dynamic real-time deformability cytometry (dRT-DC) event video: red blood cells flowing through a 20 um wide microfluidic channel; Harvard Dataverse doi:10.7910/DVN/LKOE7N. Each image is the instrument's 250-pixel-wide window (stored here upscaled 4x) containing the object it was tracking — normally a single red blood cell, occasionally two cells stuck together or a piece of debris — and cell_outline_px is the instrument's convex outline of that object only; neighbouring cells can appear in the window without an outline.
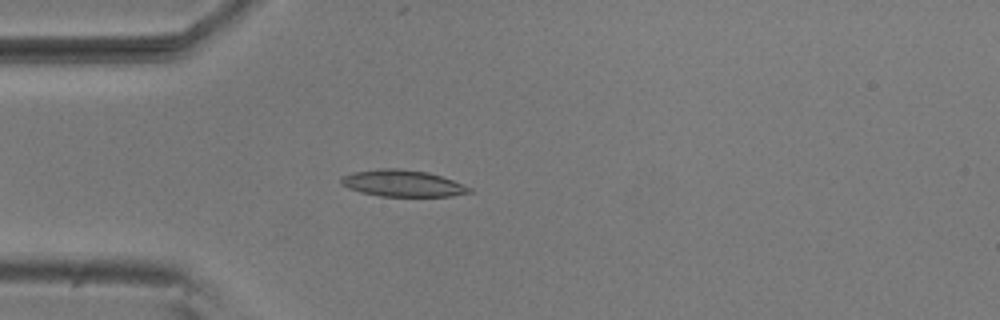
{"species": "common noctule bat (a hibernating species)", "species_latin": "Nyctalus noctula", "temperature_condition": "room temperature", "stored_images_in_passage": 40, "camera_frame_rate_fps": 3000, "um_per_image_px": 0.085, "animal": {"sex": "male", "body_mass_g": 20.5, "forearm_length_mm": 52.5}, "frame": {"image": 1, "passage_image": 1, "time_ms": 0.0, "image_size_px": [1000, 320], "cell_outline_px": [[472, 192], [452, 196], [380, 196], [360, 192], [348, 188], [340, 184], [340, 180], [344, 176], [352, 172], [380, 168], [400, 168], [428, 172], [464, 184], [472, 188]], "centroid_in_image_um": [34.22, 15.58], "position_along_channel_um": 50.8, "area_um2": 19.94}}
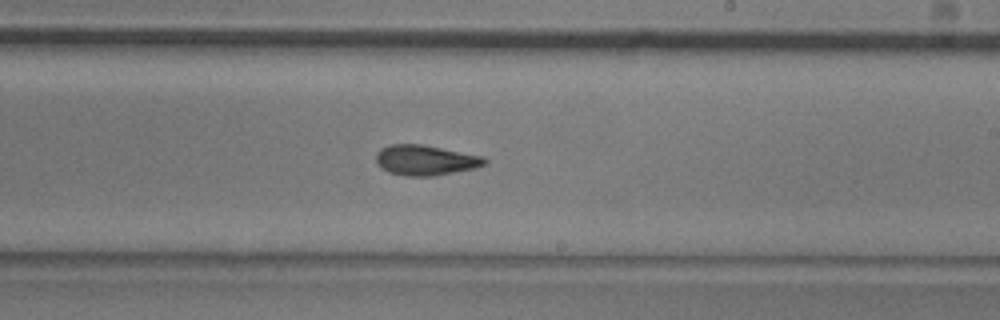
{"frame": {"image": 2, "passage_image": 18, "time_ms": 5.667, "image_size_px": [1000, 320], "cell_outline_px": [[488, 164], [476, 168], [432, 176], [404, 176], [388, 172], [380, 168], [376, 160], [376, 152], [380, 148], [388, 144], [420, 144], [484, 156], [488, 160]], "centroid_in_image_um": [36.16, 13.61], "position_along_channel_um": 252.8, "area_um2": 19.36}}
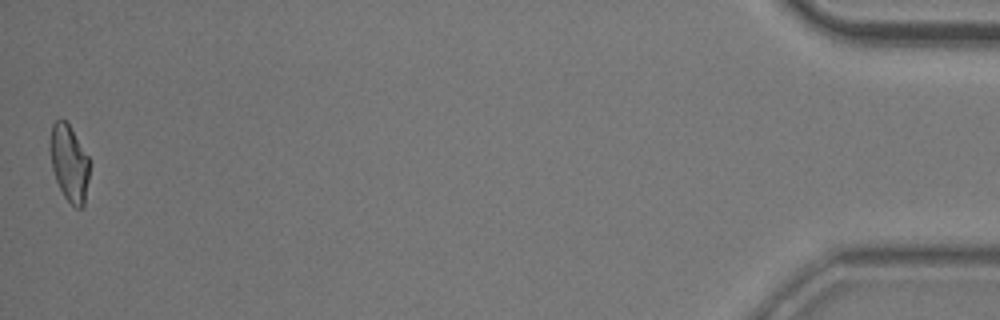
{"frame": {"image": 3, "passage_image": 40, "time_ms": 13.0, "image_size_px": [1000, 320], "cell_outline_px": [[92, 164], [84, 204], [80, 208], [76, 208], [64, 196], [56, 180], [52, 168], [48, 148], [48, 144], [52, 124], [60, 116], [68, 124], [88, 156]], "centroid_in_image_um": [5.88, 13.84], "position_along_channel_um": 429.3, "area_um2": 17.98}, "authors_computed_cell_mechanics": {"area_um2": 18.7272, "velocity_mm_per_s": 3.707, "shape_relaxation_time_tau1_ms": 5.2712, "shape_relaxation_time_tau2_ms": 3.6637, "deformation_change_tau1": 0.1575, "deformation_change_tau2": 0.104}}